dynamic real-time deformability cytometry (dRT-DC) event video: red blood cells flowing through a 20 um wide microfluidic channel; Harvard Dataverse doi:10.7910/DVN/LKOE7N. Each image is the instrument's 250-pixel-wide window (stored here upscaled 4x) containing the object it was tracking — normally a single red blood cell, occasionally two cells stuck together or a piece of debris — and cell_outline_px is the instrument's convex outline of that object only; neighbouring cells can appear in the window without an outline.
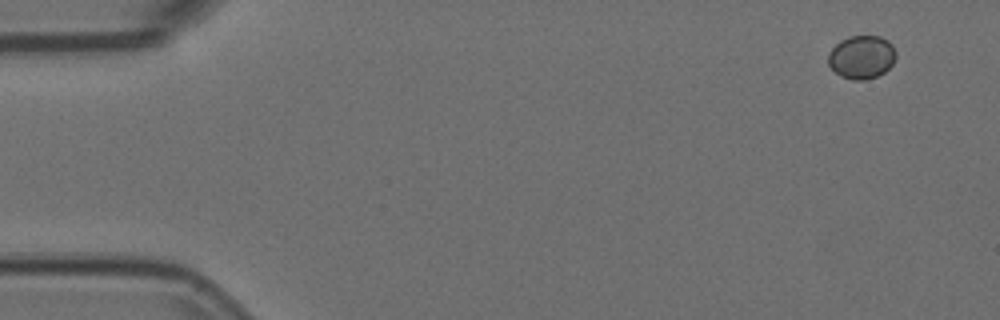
{"species": "Egyptian fruit bat (a non-hibernating species)", "species_latin": "Rousettus aegyptiacus", "temperature_condition": "room temperature", "stored_images_in_passage": 6, "camera_frame_rate_fps": 3000, "um_per_image_px": 0.085, "animal": {"sex": "female"}, "frame": {"image": 1, "passage_image": 1, "time_ms": 0.0, "image_size_px": [1000, 320], "cell_outline_px": [[896, 56], [892, 64], [884, 72], [876, 76], [864, 80], [852, 80], [840, 76], [828, 64], [828, 52], [840, 40], [848, 36], [880, 36], [888, 40], [892, 44], [896, 52]], "centroid_in_image_um": [73.23, 4.84], "position_along_channel_um": 11.8, "area_um2": 17.17}}
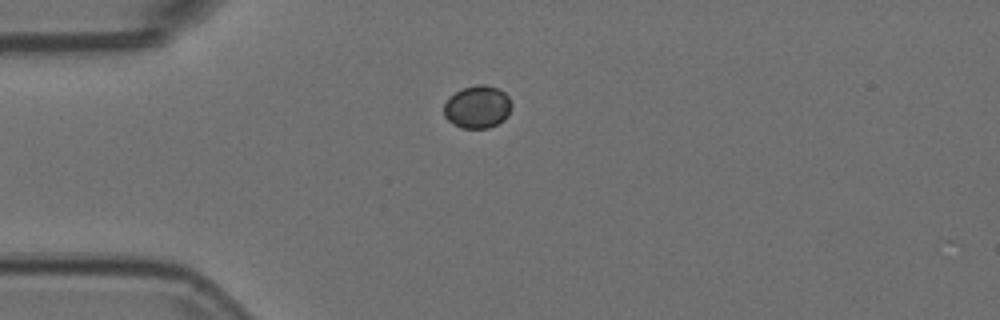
{"frame": {"image": 2, "passage_image": 4, "time_ms": 1.0, "image_size_px": [1000, 320], "cell_outline_px": [[512, 108], [508, 116], [504, 120], [488, 128], [460, 128], [448, 120], [444, 116], [444, 104], [456, 92], [464, 88], [476, 84], [484, 84], [500, 88], [508, 96], [512, 104]], "centroid_in_image_um": [40.62, 9.09], "position_along_channel_um": 44.4, "area_um2": 16.88}}
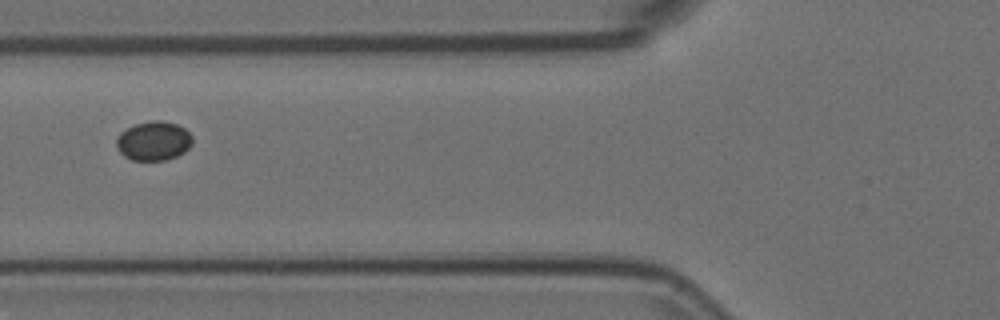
{"frame": {"image": 3, "passage_image": 6, "time_ms": 1.667, "image_size_px": [1000, 320], "cell_outline_px": [[192, 144], [184, 152], [168, 160], [132, 160], [124, 156], [116, 148], [116, 140], [120, 132], [136, 124], [152, 120], [164, 120], [176, 124], [184, 128], [192, 136]], "centroid_in_image_um": [13.05, 11.98], "position_along_channel_um": 112.7, "area_um2": 17.4}}